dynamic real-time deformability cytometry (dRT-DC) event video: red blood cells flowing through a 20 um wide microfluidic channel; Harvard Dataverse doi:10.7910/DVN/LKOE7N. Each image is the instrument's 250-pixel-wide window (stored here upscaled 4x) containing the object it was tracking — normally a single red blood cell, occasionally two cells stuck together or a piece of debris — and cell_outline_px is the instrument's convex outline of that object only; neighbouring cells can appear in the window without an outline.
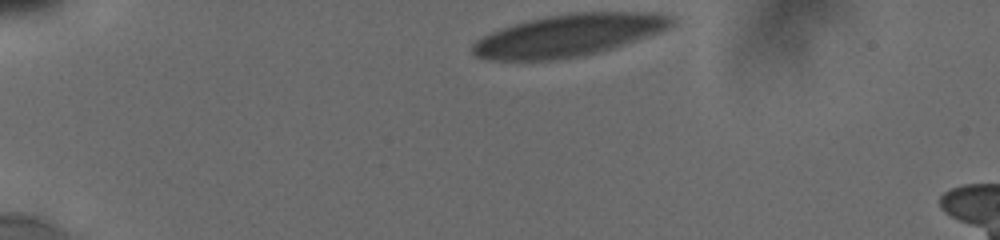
{"species": "human", "species_latin": "Homo sapiens", "temperature_condition": "cold", "stored_images_in_passage": 4, "camera_frame_rate_fps": 3000, "um_per_image_px": 0.085, "donor": {"sex": "male"}, "frame": {"image": 1, "passage_image": 1, "time_ms": 0.0, "image_size_px": [1000, 240], "cell_outline_px": [[676, 24], [672, 28], [612, 48], [580, 56], [552, 60], [488, 60], [476, 56], [472, 52], [472, 44], [476, 40], [492, 32], [512, 24], [528, 20], [548, 16], [576, 12], [656, 12], [672, 16], [676, 20]], "centroid_in_image_um": [48.39, 2.99], "position_along_channel_um": 36.6, "area_um2": 48.84}}